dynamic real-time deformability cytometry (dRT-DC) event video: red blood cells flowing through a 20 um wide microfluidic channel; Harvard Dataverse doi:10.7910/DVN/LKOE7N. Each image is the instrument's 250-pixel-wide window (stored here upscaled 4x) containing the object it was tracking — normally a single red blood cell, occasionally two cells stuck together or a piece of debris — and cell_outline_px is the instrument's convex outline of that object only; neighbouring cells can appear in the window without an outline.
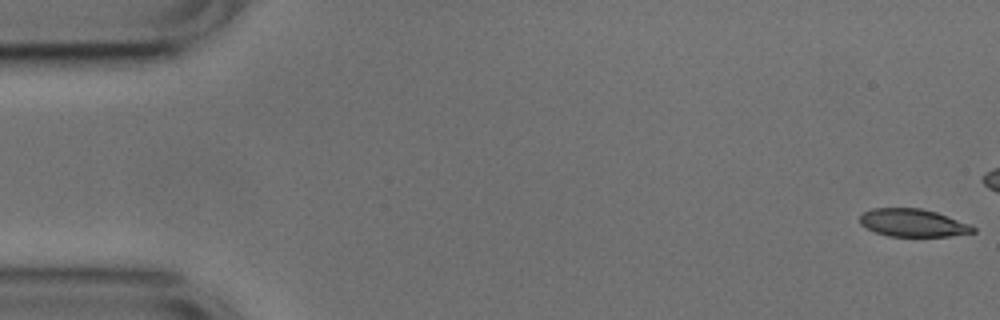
{"species": "common noctule bat (a hibernating species)", "species_latin": "Nyctalus noctula", "temperature_condition": "cold", "stored_images_in_passage": 16, "camera_frame_rate_fps": 3000, "um_per_image_px": 0.085, "animal": {"sex": "male", "body_mass_g": 17.9, "forearm_length_mm": 54.2}, "frame": {"image": 1, "passage_image": 1, "time_ms": 0.0, "image_size_px": [1000, 320], "cell_outline_px": [[976, 232], [948, 236], [888, 236], [876, 232], [860, 224], [860, 216], [864, 212], [872, 208], [920, 208], [936, 212], [968, 224], [976, 228]], "centroid_in_image_um": [77.58, 18.94], "position_along_channel_um": 7.4, "area_um2": 18.09}}